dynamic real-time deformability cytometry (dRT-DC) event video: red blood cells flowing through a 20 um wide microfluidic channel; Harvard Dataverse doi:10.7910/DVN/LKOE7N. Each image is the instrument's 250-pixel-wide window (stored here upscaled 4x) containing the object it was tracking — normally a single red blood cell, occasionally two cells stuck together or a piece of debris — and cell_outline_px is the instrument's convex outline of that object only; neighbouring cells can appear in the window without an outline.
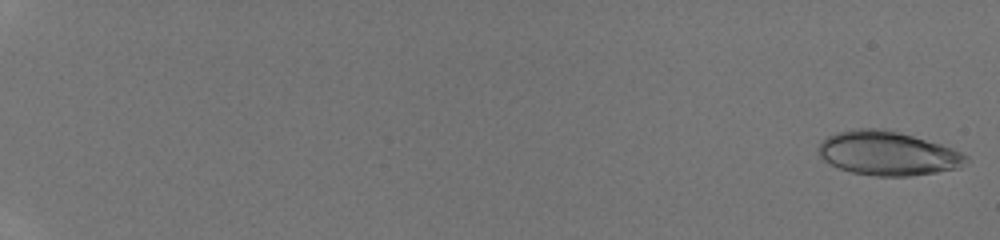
{"species": "human", "species_latin": "Homo sapiens", "temperature_condition": "room temperature", "stored_images_in_passage": 47, "camera_frame_rate_fps": 3000, "um_per_image_px": 0.085, "donor": {"sex": "male"}, "frame": {"image": 1, "passage_image": 1, "time_ms": 0.0, "image_size_px": [1000, 240], "cell_outline_px": [[968, 160], [960, 168], [936, 172], [908, 176], [876, 176], [852, 172], [840, 168], [824, 160], [820, 156], [816, 148], [828, 136], [836, 132], [856, 128], [884, 128], [940, 144], [952, 148], [968, 156]], "centroid_in_image_um": [75.45, 13.03], "position_along_channel_um": 9.6, "area_um2": 37.69}}
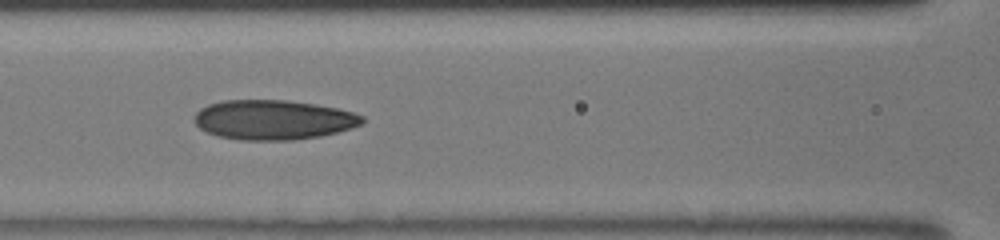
{"frame": {"image": 2, "passage_image": 25, "time_ms": 8.0, "image_size_px": [1000, 240], "cell_outline_px": [[364, 124], [352, 128], [320, 136], [292, 140], [240, 140], [216, 136], [200, 128], [192, 120], [196, 112], [200, 108], [208, 104], [224, 100], [288, 100], [316, 104], [340, 108], [364, 116]], "centroid_in_image_um": [23.24, 10.18], "position_along_channel_um": 143.4, "area_um2": 39.19}}
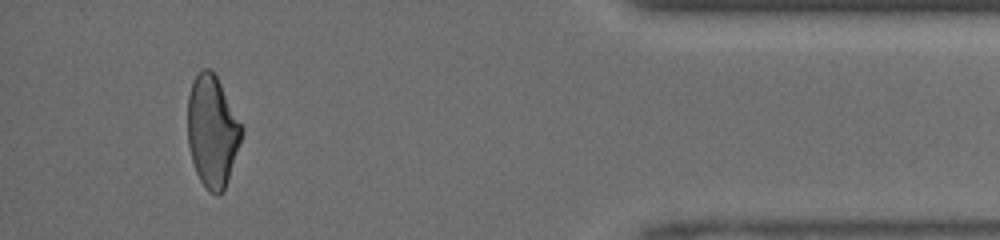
{"frame": {"image": 3, "passage_image": 45, "time_ms": 14.667, "image_size_px": [1000, 240], "cell_outline_px": [[244, 132], [224, 188], [216, 196], [208, 192], [200, 180], [196, 172], [192, 160], [188, 144], [188, 96], [192, 84], [196, 76], [204, 68], [212, 68], [244, 128]], "centroid_in_image_um": [18.04, 11.15], "position_along_channel_um": 417.2, "area_um2": 34.8}}